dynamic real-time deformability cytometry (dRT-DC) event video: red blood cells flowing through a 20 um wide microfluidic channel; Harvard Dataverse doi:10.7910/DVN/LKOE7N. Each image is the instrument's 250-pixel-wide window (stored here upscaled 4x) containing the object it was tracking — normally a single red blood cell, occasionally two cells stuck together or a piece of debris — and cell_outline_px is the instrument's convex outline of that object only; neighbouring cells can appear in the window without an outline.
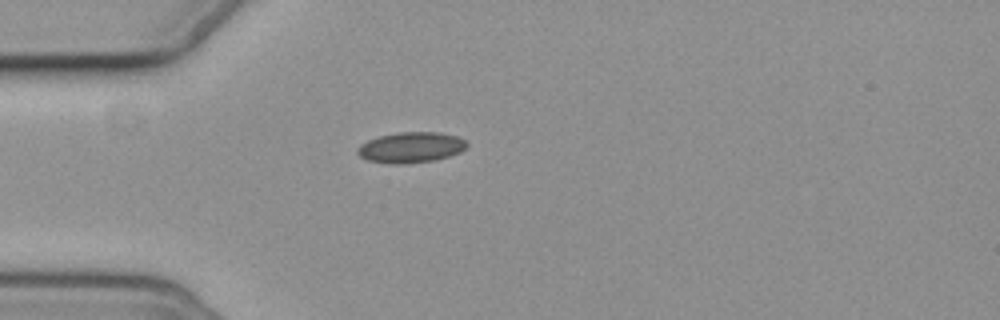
{"species": "common noctule bat (a hibernating species)", "species_latin": "Nyctalus noctula", "temperature_condition": "cold", "stored_images_in_passage": 6, "camera_frame_rate_fps": 3000, "um_per_image_px": 0.085, "animal": {"sex": "female", "body_mass_g": 19.3, "forearm_length_mm": 54.1}, "frame": {"image": 1, "passage_image": 6, "time_ms": 6.667, "image_size_px": [1000, 320], "cell_outline_px": [[468, 144], [460, 152], [436, 160], [408, 164], [392, 164], [368, 160], [360, 156], [356, 152], [356, 148], [360, 144], [368, 140], [380, 136], [400, 132], [440, 132], [456, 136], [464, 140]], "centroid_in_image_um": [34.91, 12.54], "position_along_channel_um": 50.1, "area_um2": 19.54}}